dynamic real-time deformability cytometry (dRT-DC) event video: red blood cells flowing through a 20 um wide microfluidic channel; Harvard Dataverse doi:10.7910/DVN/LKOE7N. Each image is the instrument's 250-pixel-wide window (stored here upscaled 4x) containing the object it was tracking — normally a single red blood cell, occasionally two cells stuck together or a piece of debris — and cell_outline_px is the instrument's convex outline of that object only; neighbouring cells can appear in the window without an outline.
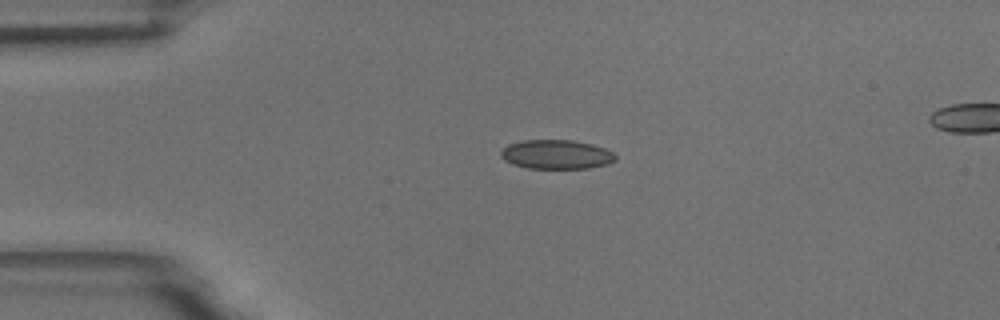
{"species": "common noctule bat (a hibernating species)", "species_latin": "Nyctalus noctula", "temperature_condition": "room temperature", "stored_images_in_passage": 3, "segment_of_instrument_passage": [1, 2], "camera_frame_rate_fps": 3000, "um_per_image_px": 0.085, "animal": {"sex": "male", "body_mass_g": 18.8}, "frame": {"image": 1, "passage_image": 1, "time_ms": 0.0, "image_size_px": [1000, 320], "cell_outline_px": [[616, 160], [608, 164], [588, 168], [528, 168], [512, 164], [504, 160], [500, 156], [500, 152], [508, 144], [524, 140], [572, 140], [592, 144], [604, 148], [612, 152], [616, 156]], "centroid_in_image_um": [47.28, 13.12], "position_along_channel_um": 37.7, "area_um2": 19.48}}